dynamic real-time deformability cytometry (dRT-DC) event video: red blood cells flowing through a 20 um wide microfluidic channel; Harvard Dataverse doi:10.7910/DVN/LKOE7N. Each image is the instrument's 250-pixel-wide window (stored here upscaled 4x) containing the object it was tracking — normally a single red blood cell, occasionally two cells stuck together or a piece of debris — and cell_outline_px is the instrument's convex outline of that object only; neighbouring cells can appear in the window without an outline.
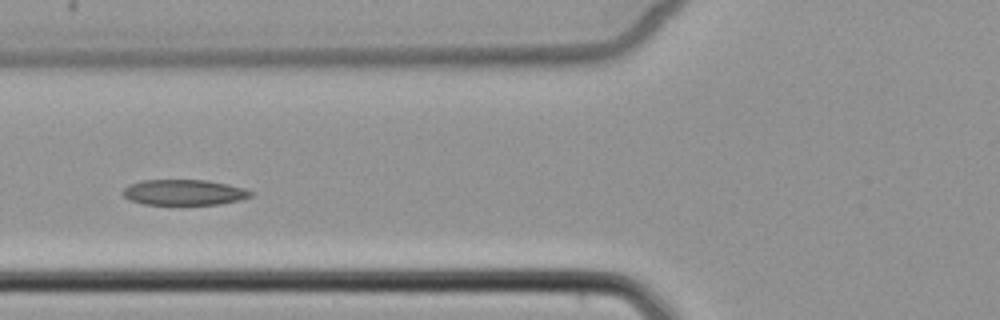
{"species": "common noctule bat (a hibernating species)", "species_latin": "Nyctalus noctula", "temperature_condition": "cold", "stored_images_in_passage": 6, "camera_frame_rate_fps": 3000, "um_per_image_px": 0.085, "animal": {"sex": "female", "body_mass_g": 22.7, "forearm_length_mm": 54.2}, "frame": {"image": 1, "passage_image": 4, "time_ms": 4.667, "image_size_px": [1000, 320], "cell_outline_px": [[256, 192], [252, 196], [240, 200], [220, 204], [180, 208], [144, 204], [128, 200], [120, 192], [128, 184], [140, 180], [208, 180], [228, 184], [244, 188]], "centroid_in_image_um": [15.62, 16.4], "position_along_channel_um": 110.2, "area_um2": 20.4}}
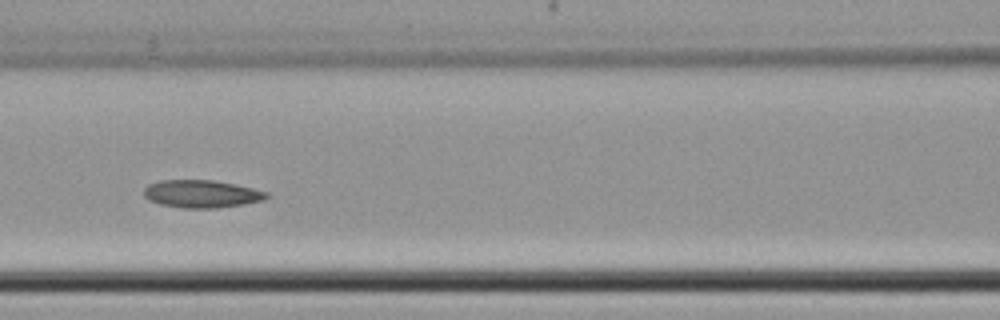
{"frame": {"image": 2, "passage_image": 5, "time_ms": 5.667, "image_size_px": [1000, 320], "cell_outline_px": [[272, 196], [264, 200], [244, 204], [216, 208], [184, 208], [160, 204], [148, 200], [144, 196], [144, 188], [148, 184], [160, 180], [212, 180], [236, 184], [268, 192]], "centroid_in_image_um": [17.15, 16.48], "position_along_channel_um": 149.4, "area_um2": 19.94}}
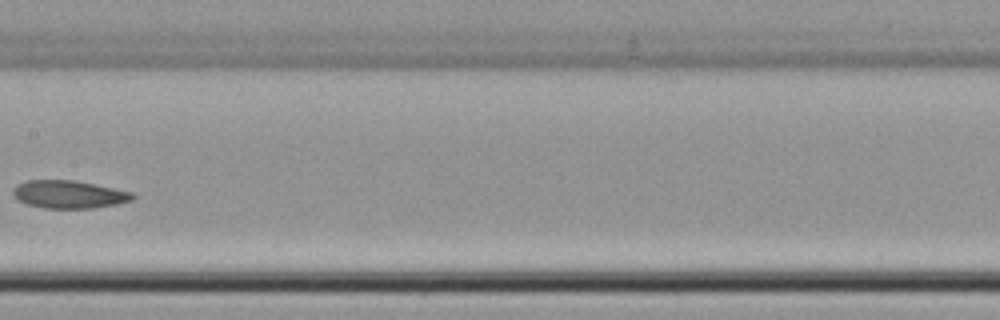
{"frame": {"image": 3, "passage_image": 6, "time_ms": 7.0, "image_size_px": [1000, 320], "cell_outline_px": [[136, 196], [132, 200], [116, 204], [92, 208], [44, 208], [28, 204], [20, 200], [12, 192], [16, 184], [28, 180], [72, 180], [132, 192]], "centroid_in_image_um": [5.86, 16.52], "position_along_channel_um": 201.5, "area_um2": 19.07}}